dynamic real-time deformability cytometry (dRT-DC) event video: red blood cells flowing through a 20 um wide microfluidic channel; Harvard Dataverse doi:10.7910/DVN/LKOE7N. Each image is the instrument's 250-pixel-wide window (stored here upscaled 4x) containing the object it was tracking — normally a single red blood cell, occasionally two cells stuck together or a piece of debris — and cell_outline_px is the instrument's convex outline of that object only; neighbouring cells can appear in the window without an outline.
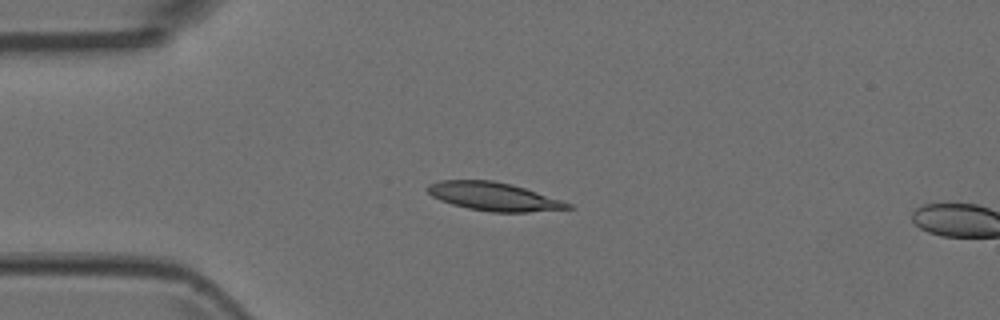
{"species": "Egyptian fruit bat (a non-hibernating species)", "species_latin": "Rousettus aegyptiacus", "temperature_condition": "room temperature", "stored_images_in_passage": 2, "camera_frame_rate_fps": 3000, "um_per_image_px": 0.085, "animal": {"sex": "female"}, "frame": {"image": 1, "passage_image": 1, "time_ms": 0.0, "image_size_px": [1000, 320], "cell_outline_px": [[572, 208], [528, 212], [492, 212], [468, 208], [452, 204], [440, 200], [432, 196], [424, 188], [428, 184], [440, 180], [492, 180], [512, 184], [564, 200], [572, 204]], "centroid_in_image_um": [41.97, 16.69], "position_along_channel_um": 43.0, "area_um2": 23.29}}